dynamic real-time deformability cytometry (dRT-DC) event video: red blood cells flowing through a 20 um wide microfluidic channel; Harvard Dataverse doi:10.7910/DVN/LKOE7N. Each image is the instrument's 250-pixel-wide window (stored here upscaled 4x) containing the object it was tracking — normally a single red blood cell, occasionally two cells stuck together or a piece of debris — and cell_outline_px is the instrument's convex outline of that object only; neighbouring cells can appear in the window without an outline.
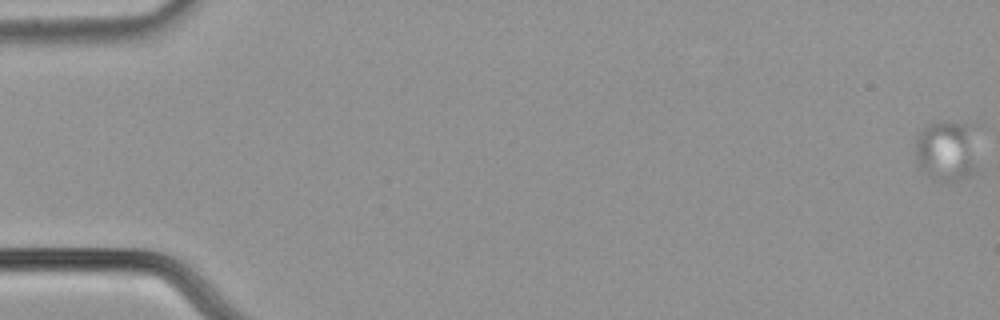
{"species": "common noctule bat (a hibernating species)", "species_latin": "Nyctalus noctula", "temperature_condition": "cold", "stored_images_in_passage": 57, "camera_frame_rate_fps": 3000, "um_per_image_px": 0.085, "animal": {"sex": "male", "body_mass_g": 21.5, "forearm_length_mm": 52.0}, "frame": {"image": 1, "passage_image": 1, "time_ms": 0.0, "image_size_px": [1000, 320], "cell_outline_px": [[984, 128], [976, 172], [972, 176], [948, 184], [932, 180], [920, 168], [916, 156], [916, 136], [924, 124], [980, 124]], "centroid_in_image_um": [80.67, 12.82], "position_along_channel_um": 4.3, "area_um2": 24.39}}
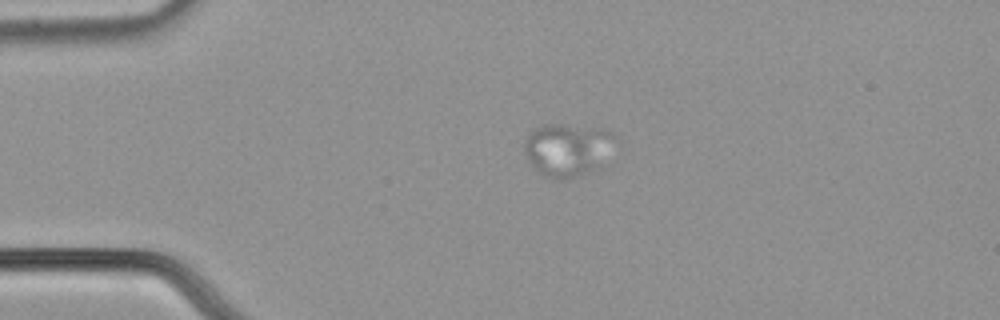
{"frame": {"image": 2, "passage_image": 15, "time_ms": 4.667, "image_size_px": [1000, 320], "cell_outline_px": [[620, 144], [604, 164], [600, 168], [568, 180], [556, 180], [544, 176], [528, 160], [524, 152], [524, 140], [528, 132], [532, 128], [544, 124], [560, 124], [600, 128], [612, 132]], "centroid_in_image_um": [48.32, 12.72], "position_along_channel_um": 36.7, "area_um2": 29.19}}
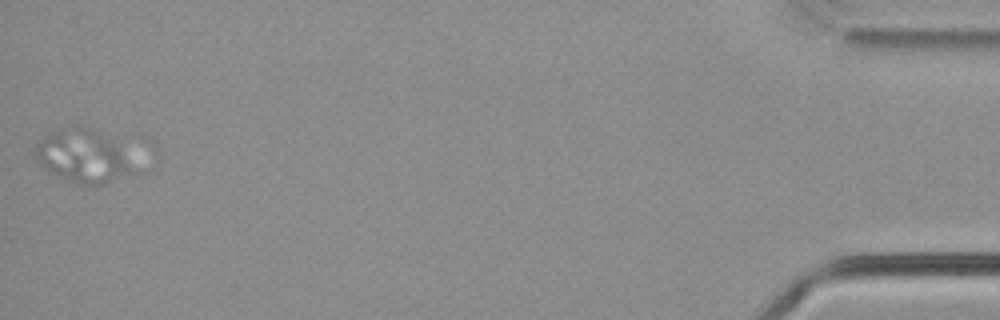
{"frame": {"image": 3, "passage_image": 57, "time_ms": 18.667, "image_size_px": [1000, 320], "cell_outline_px": [[144, 172], [100, 184], [76, 184], [44, 168], [36, 156], [36, 148], [40, 140], [52, 132], [68, 124], [76, 124], [92, 128], [108, 140]], "centroid_in_image_um": [7.11, 13.29], "position_along_channel_um": 428.1, "area_um2": 30.0}}